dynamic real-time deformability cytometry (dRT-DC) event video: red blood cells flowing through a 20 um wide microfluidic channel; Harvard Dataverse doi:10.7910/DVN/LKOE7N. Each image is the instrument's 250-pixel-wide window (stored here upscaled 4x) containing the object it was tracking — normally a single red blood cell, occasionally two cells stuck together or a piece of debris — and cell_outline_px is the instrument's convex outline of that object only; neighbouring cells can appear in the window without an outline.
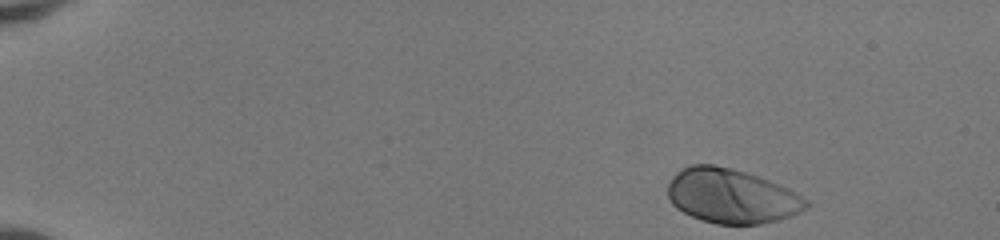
{"species": "human", "species_latin": "Homo sapiens", "temperature_condition": "room temperature", "stored_images_in_passage": 46, "camera_frame_rate_fps": 3000, "um_per_image_px": 0.085, "donor": {"sex": "female"}, "frame": {"image": 1, "passage_image": 1, "time_ms": 0.0, "image_size_px": [1000, 240], "cell_outline_px": [[812, 204], [808, 208], [800, 212], [776, 220], [760, 224], [716, 224], [700, 220], [676, 208], [672, 204], [668, 196], [668, 184], [672, 176], [676, 172], [692, 164], [712, 164], [732, 168], [748, 172], [760, 176], [788, 188], [808, 200]], "centroid_in_image_um": [62.19, 16.66], "position_along_channel_um": 22.8, "area_um2": 44.16}}
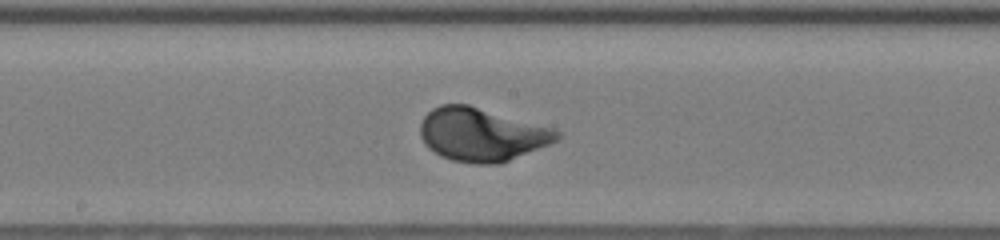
{"frame": {"image": 2, "passage_image": 24, "time_ms": 7.667, "image_size_px": [1000, 240], "cell_outline_px": [[560, 136], [556, 140], [548, 144], [500, 164], [472, 164], [452, 160], [440, 156], [428, 148], [424, 144], [420, 136], [420, 124], [424, 116], [432, 108], [440, 104], [468, 104], [556, 128], [560, 132]], "centroid_in_image_um": [40.92, 11.43], "position_along_channel_um": 207.3, "area_um2": 42.71}}
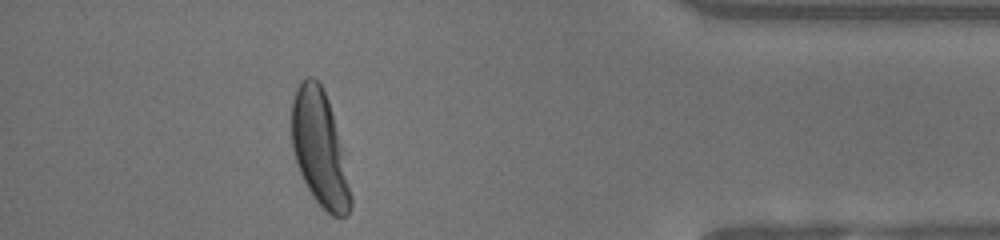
{"frame": {"image": 3, "passage_image": 41, "time_ms": 13.333, "image_size_px": [1000, 240], "cell_outline_px": [[352, 208], [344, 216], [332, 216], [312, 196], [300, 172], [292, 148], [292, 100], [296, 88], [308, 76], [312, 76], [324, 88], [332, 112], [340, 144], [352, 196]], "centroid_in_image_um": [27.16, 12.62], "position_along_channel_um": 408.0, "area_um2": 38.9}, "authors_computed_cell_mechanics": {"area_um2": 41.8183, "velocity_mm_per_s": 4.0976, "shape_relaxation_time_tau1_ms": 1.8165, "shape_relaxation_time_tau2_ms": null, "deformation_change_tau1": 0.1667, "deformation_change_tau2": null}}